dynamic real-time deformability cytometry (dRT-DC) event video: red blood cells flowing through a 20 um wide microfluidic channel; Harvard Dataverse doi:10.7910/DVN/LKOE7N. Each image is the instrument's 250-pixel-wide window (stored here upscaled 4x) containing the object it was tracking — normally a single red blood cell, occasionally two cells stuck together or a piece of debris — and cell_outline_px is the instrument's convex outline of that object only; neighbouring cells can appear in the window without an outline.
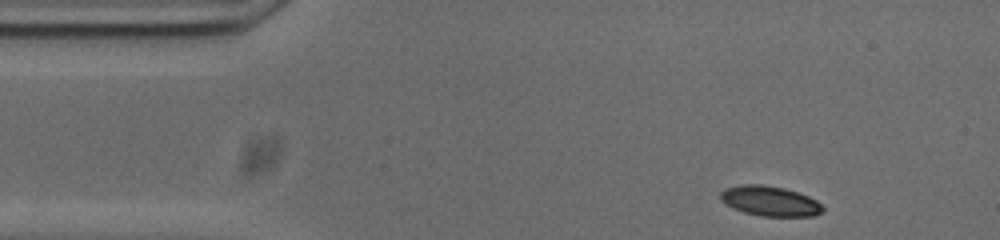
{"species": "common noctule bat (a hibernating species)", "species_latin": "Nyctalus noctula", "temperature_condition": "cold", "stored_images_in_passage": 48, "camera_frame_rate_fps": 3000, "um_per_image_px": 0.085, "animal": {"sex": "male", "body_mass_g": 20.0, "forearm_length_mm": 53.3}, "frame": {"image": 1, "passage_image": 1, "time_ms": 0.0, "image_size_px": [1000, 240], "cell_outline_px": [[824, 208], [820, 212], [812, 216], [760, 216], [744, 212], [732, 208], [720, 200], [720, 192], [724, 188], [740, 184], [764, 184], [784, 188], [808, 196], [816, 200]], "centroid_in_image_um": [65.39, 17.08], "position_along_channel_um": 19.6, "area_um2": 17.92}}
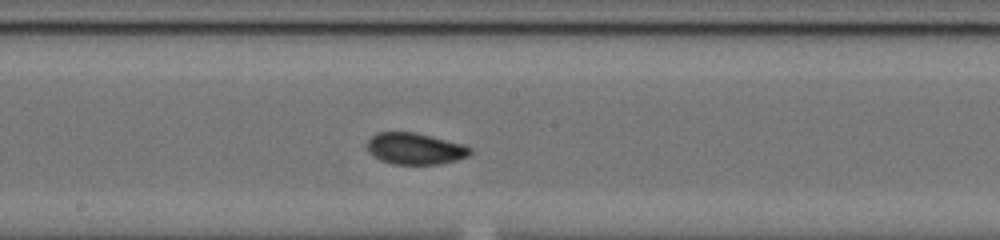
{"frame": {"image": 2, "passage_image": 22, "time_ms": 7.0, "image_size_px": [1000, 240], "cell_outline_px": [[472, 152], [468, 156], [456, 160], [436, 164], [392, 164], [380, 160], [368, 152], [368, 140], [376, 132], [416, 132], [464, 144], [472, 148]], "centroid_in_image_um": [35.29, 12.63], "position_along_channel_um": 212.9, "area_um2": 18.96}}
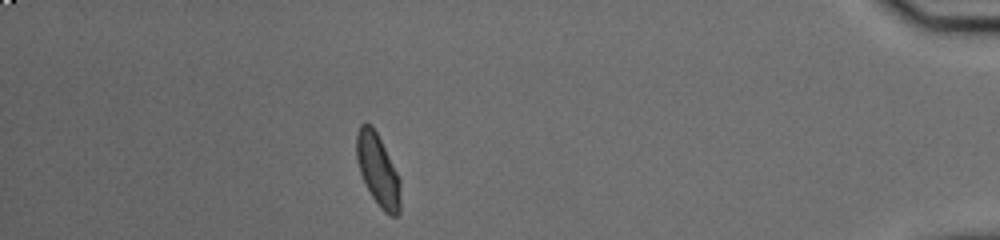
{"frame": {"image": 3, "passage_image": 42, "time_ms": 13.667, "image_size_px": [1000, 240], "cell_outline_px": [[400, 212], [396, 216], [388, 216], [380, 208], [372, 196], [360, 172], [356, 160], [356, 132], [360, 124], [368, 124], [376, 132], [400, 180]], "centroid_in_image_um": [32.11, 14.5], "position_along_channel_um": 403.1, "area_um2": 18.03}, "authors_computed_cell_mechanics": {"area_um2": 18.5249, "velocity_mm_per_s": 3.7226, "shape_relaxation_time_tau1_ms": 4.779, "shape_relaxation_time_tau2_ms": 1.2568, "deformation_change_tau1": 0.1579, "deformation_change_tau2": 0.0434}}